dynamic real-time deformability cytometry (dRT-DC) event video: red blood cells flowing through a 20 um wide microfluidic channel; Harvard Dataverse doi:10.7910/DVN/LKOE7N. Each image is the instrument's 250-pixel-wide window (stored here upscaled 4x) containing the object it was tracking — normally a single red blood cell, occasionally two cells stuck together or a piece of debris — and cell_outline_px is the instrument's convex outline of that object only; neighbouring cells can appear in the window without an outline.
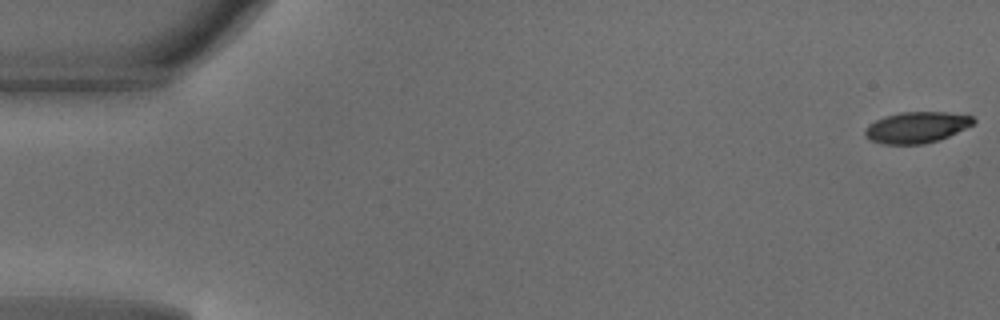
{"species": "common noctule bat (a hibernating species)", "species_latin": "Nyctalus noctula", "temperature_condition": "warm", "stored_images_in_passage": 49, "camera_frame_rate_fps": 3000, "um_per_image_px": 0.085, "animal": {"sex": "male", "body_mass_g": 18.8}, "frame": {"image": 1, "passage_image": 1, "time_ms": 0.0, "image_size_px": [1000, 320], "cell_outline_px": [[976, 120], [972, 124], [940, 140], [924, 144], [884, 144], [872, 140], [864, 136], [864, 128], [868, 124], [884, 116], [900, 112], [948, 112], [972, 116]], "centroid_in_image_um": [77.87, 10.82], "position_along_channel_um": 7.1, "area_um2": 19.65}}
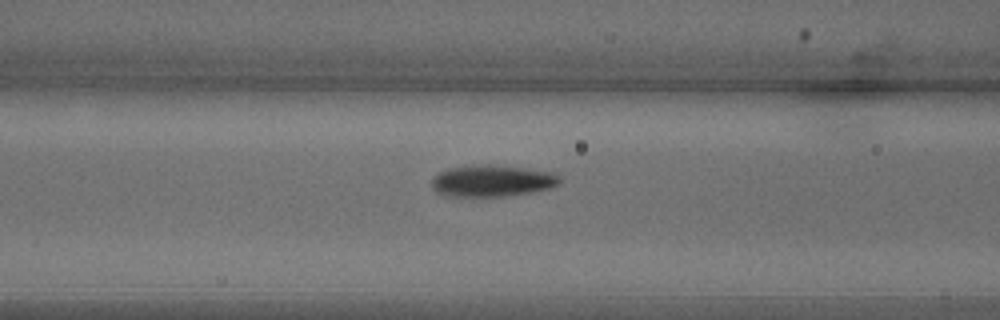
{"frame": {"image": 2, "passage_image": 20, "time_ms": 6.333, "image_size_px": [1000, 320], "cell_outline_px": [[560, 184], [548, 188], [532, 192], [500, 196], [448, 196], [436, 192], [432, 188], [432, 180], [440, 172], [448, 168], [472, 164], [488, 164], [524, 168], [556, 172], [560, 176]], "centroid_in_image_um": [41.84, 15.35], "position_along_channel_um": 124.8, "area_um2": 23.64}}
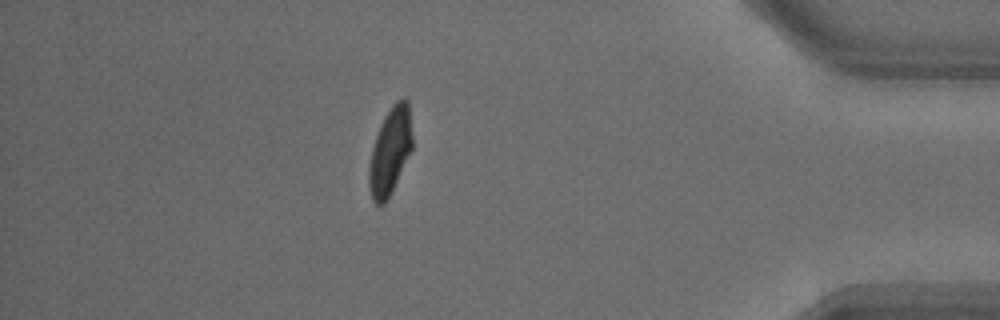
{"frame": {"image": 3, "passage_image": 43, "time_ms": 14.0, "image_size_px": [1000, 320], "cell_outline_px": [[412, 148], [388, 200], [384, 204], [376, 204], [372, 200], [368, 184], [368, 168], [372, 148], [380, 124], [384, 116], [392, 104], [396, 100], [404, 96], [408, 100], [412, 136]], "centroid_in_image_um": [33.15, 12.84], "position_along_channel_um": 402.1, "area_um2": 22.08}, "authors_computed_cell_mechanics": {"area_um2": 22.4842, "velocity_mm_per_s": 4.1428, "shape_relaxation_time_tau1_ms": 2.575, "shape_relaxation_time_tau2_ms": 1.4054, "deformation_change_tau1": 0.1633, "deformation_change_tau2": 0.0578}}